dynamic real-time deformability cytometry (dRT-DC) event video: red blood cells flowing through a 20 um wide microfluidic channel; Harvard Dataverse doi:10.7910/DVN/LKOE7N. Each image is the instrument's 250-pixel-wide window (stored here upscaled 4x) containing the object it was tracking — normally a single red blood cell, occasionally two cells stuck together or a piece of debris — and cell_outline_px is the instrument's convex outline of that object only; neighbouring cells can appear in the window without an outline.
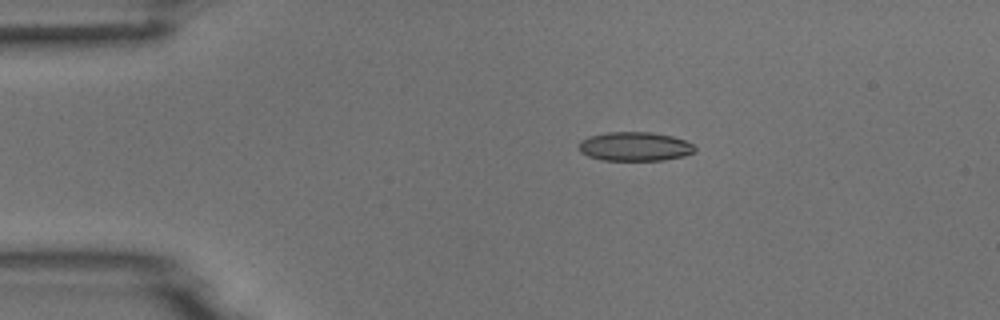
{"species": "common noctule bat (a hibernating species)", "species_latin": "Nyctalus noctula", "temperature_condition": "room temperature", "stored_images_in_passage": 44, "camera_frame_rate_fps": 3000, "um_per_image_px": 0.085, "animal": {"sex": "male", "body_mass_g": 18.8}, "frame": {"image": 1, "passage_image": 1, "time_ms": 0.0, "image_size_px": [1000, 320], "cell_outline_px": [[696, 152], [684, 156], [664, 160], [604, 160], [588, 156], [580, 152], [580, 140], [588, 136], [608, 132], [652, 132], [672, 136], [684, 140], [692, 144], [696, 148]], "centroid_in_image_um": [53.98, 12.45], "position_along_channel_um": 31.0, "area_um2": 19.65}}
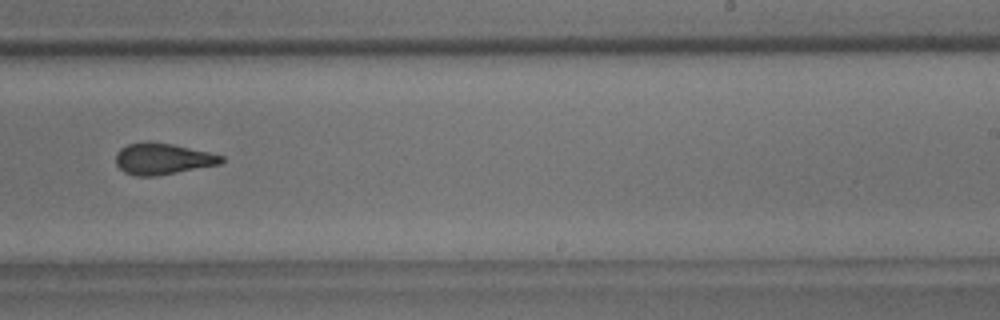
{"frame": {"image": 2, "passage_image": 24, "time_ms": 7.667, "image_size_px": [1000, 320], "cell_outline_px": [[224, 160], [220, 164], [156, 176], [136, 176], [124, 172], [116, 164], [116, 152], [120, 148], [128, 144], [172, 144], [208, 152], [224, 156]], "centroid_in_image_um": [13.83, 13.53], "position_along_channel_um": 275.2, "area_um2": 18.67}}
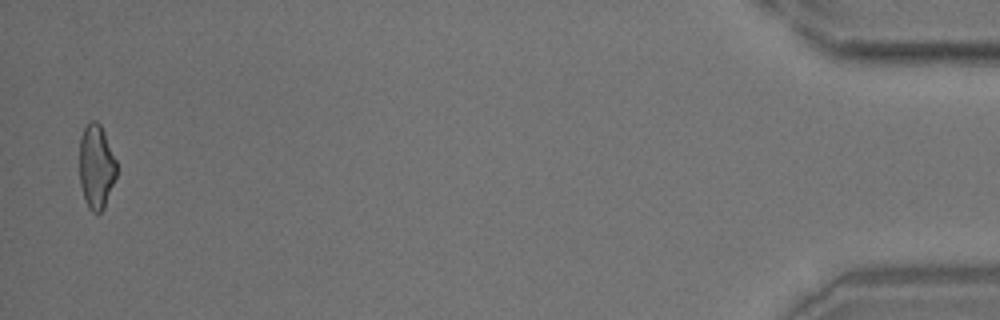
{"frame": {"image": 3, "passage_image": 43, "time_ms": 14.0, "image_size_px": [1000, 320], "cell_outline_px": [[116, 176], [104, 208], [100, 212], [92, 212], [88, 208], [80, 184], [80, 136], [84, 128], [92, 120], [96, 120], [100, 124], [104, 132], [116, 160]], "centroid_in_image_um": [8.18, 14.16], "position_along_channel_um": 427.0, "area_um2": 18.03}}